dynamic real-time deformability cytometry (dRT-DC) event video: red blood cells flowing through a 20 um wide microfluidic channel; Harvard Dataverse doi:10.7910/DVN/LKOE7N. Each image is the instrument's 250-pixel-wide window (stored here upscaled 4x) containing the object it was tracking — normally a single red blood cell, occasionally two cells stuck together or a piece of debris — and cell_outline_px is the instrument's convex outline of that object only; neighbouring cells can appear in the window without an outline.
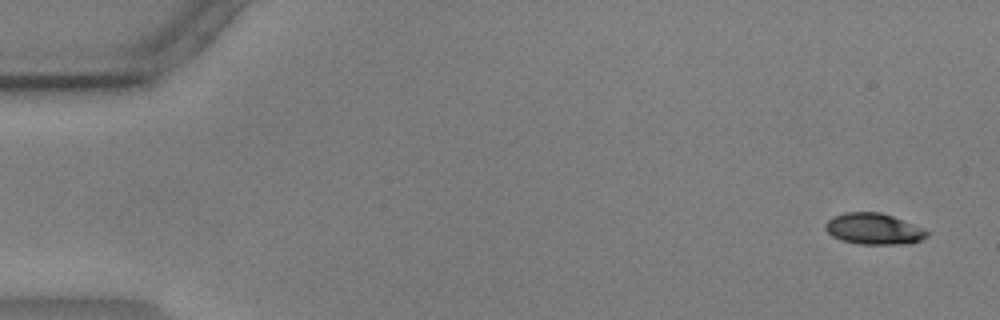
{"species": "common noctule bat (a hibernating species)", "species_latin": "Nyctalus noctula", "temperature_condition": "warm", "stored_images_in_passage": 57, "camera_frame_rate_fps": 3000, "um_per_image_px": 0.085, "animal": {"sex": "male", "body_mass_g": 17.9, "forearm_length_mm": 54.2}, "frame": {"image": 1, "passage_image": 3, "time_ms": 0.667, "image_size_px": [1000, 320], "cell_outline_px": [[928, 236], [912, 244], [860, 244], [840, 240], [832, 236], [824, 228], [824, 224], [832, 216], [844, 212], [880, 212], [892, 216], [924, 228], [928, 232]], "centroid_in_image_um": [74.25, 19.46], "position_along_channel_um": 10.7, "area_um2": 18.61}}
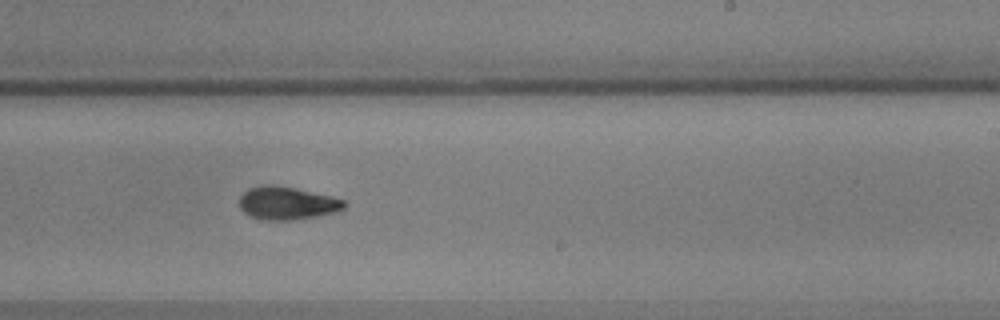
{"frame": {"image": 2, "passage_image": 35, "time_ms": 11.333, "image_size_px": [1000, 320], "cell_outline_px": [[348, 204], [344, 208], [336, 212], [288, 220], [264, 220], [252, 216], [244, 212], [240, 208], [240, 196], [248, 188], [268, 184], [276, 184], [332, 196], [344, 200]], "centroid_in_image_um": [24.4, 17.25], "position_along_channel_um": 264.6, "area_um2": 20.0}}
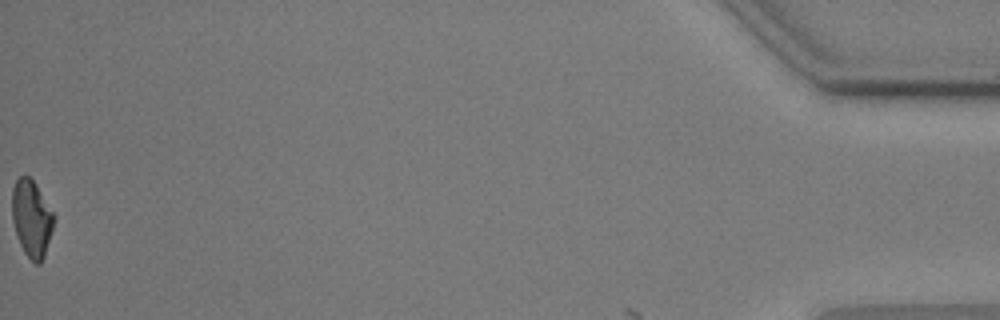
{"frame": {"image": 3, "passage_image": 57, "time_ms": 18.667, "image_size_px": [1000, 320], "cell_outline_px": [[56, 216], [44, 256], [40, 264], [36, 264], [24, 252], [16, 236], [12, 220], [12, 188], [16, 180], [20, 176], [28, 176], [36, 184]], "centroid_in_image_um": [2.68, 18.55], "position_along_channel_um": 432.5, "area_um2": 18.73}, "authors_computed_cell_mechanics": {"area_um2": 19.652, "velocity_mm_per_s": 3.6005, "shape_relaxation_time_tau1_ms": 3.8487, "shape_relaxation_time_tau2_ms": 4.0311, "deformation_change_tau1": 0.142, "deformation_change_tau2": 0.095}}